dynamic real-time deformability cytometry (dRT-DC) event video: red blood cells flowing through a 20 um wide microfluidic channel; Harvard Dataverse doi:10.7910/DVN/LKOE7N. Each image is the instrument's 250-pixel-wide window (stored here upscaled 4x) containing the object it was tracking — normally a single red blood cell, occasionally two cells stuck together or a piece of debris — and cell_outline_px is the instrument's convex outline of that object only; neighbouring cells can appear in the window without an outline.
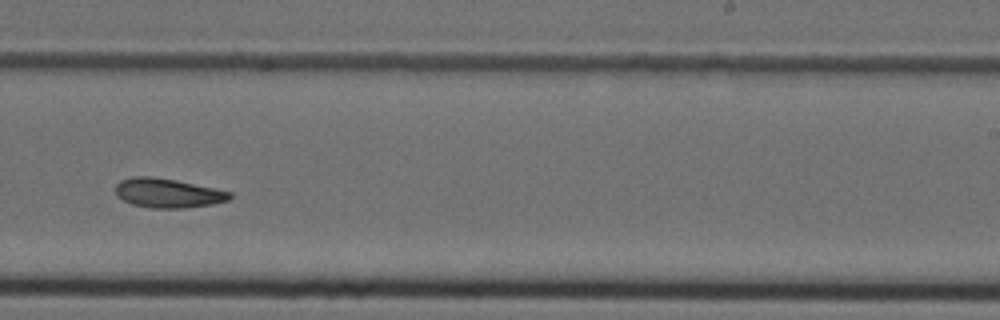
{"species": "Egyptian fruit bat (a non-hibernating species)", "species_latin": "Rousettus aegyptiacus", "temperature_condition": "cold", "stored_images_in_passage": 38, "camera_frame_rate_fps": 3000, "um_per_image_px": 0.085, "animal": {"sex": "female"}, "frame": {"image": 1, "passage_image": 22, "time_ms": 7.0, "image_size_px": [1000, 320], "cell_outline_px": [[232, 196], [228, 200], [212, 204], [188, 208], [152, 208], [132, 204], [116, 196], [116, 184], [120, 180], [132, 176], [152, 176], [176, 180], [232, 192]], "centroid_in_image_um": [14.25, 16.41], "position_along_channel_um": 274.8, "area_um2": 19.54}}
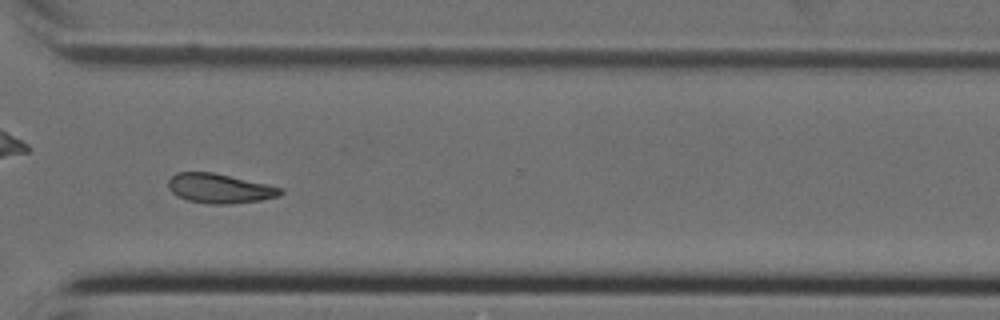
{"frame": {"image": 2, "passage_image": 27, "time_ms": 8.667, "image_size_px": [1000, 320], "cell_outline_px": [[284, 192], [280, 196], [260, 200], [228, 204], [208, 204], [188, 200], [176, 196], [168, 188], [168, 180], [176, 172], [212, 172], [284, 188]], "centroid_in_image_um": [18.66, 16.02], "position_along_channel_um": 351.9, "area_um2": 19.31}}